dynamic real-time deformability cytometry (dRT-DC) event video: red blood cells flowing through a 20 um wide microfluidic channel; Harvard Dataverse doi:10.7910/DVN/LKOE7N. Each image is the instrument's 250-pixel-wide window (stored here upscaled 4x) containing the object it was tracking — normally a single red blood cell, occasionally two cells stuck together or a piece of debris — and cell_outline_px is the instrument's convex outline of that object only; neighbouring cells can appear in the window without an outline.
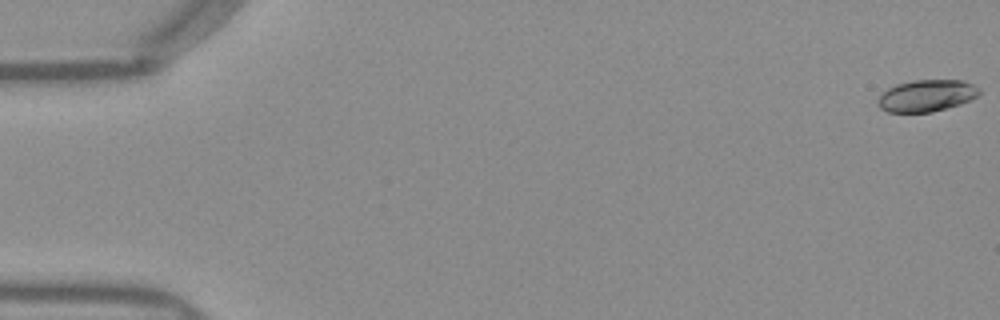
{"species": "Egyptian fruit bat (a non-hibernating species)", "species_latin": "Rousettus aegyptiacus", "temperature_condition": "warm", "stored_images_in_passage": 15, "camera_frame_rate_fps": 3000, "um_per_image_px": 0.085, "frame": {"image": 1, "passage_image": 1, "time_ms": 0.0, "image_size_px": [1000, 320], "cell_outline_px": [[980, 92], [976, 96], [960, 104], [932, 112], [888, 112], [880, 108], [876, 100], [888, 88], [896, 84], [912, 80], [960, 80], [972, 84], [980, 88]], "centroid_in_image_um": [78.73, 8.13], "position_along_channel_um": 6.3, "area_um2": 18.67}}
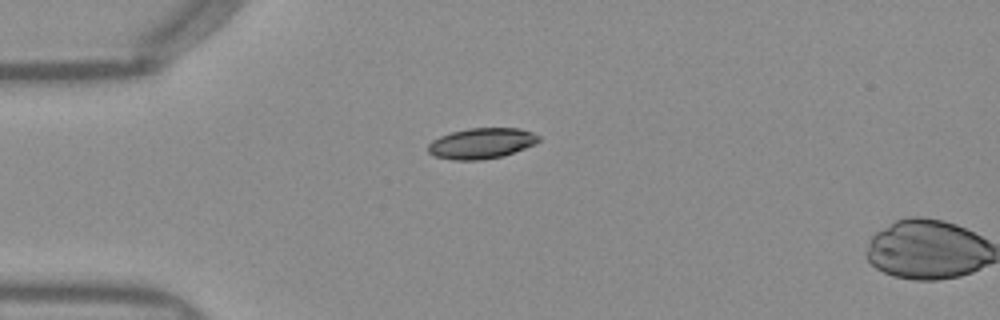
{"frame": {"image": 2, "passage_image": 14, "time_ms": 4.333, "image_size_px": [1000, 320], "cell_outline_px": [[540, 140], [536, 144], [504, 156], [480, 160], [452, 160], [436, 156], [428, 152], [428, 144], [432, 140], [440, 136], [452, 132], [468, 128], [520, 128], [532, 132], [540, 136]], "centroid_in_image_um": [40.95, 12.18], "position_along_channel_um": 44.1, "area_um2": 19.88}}